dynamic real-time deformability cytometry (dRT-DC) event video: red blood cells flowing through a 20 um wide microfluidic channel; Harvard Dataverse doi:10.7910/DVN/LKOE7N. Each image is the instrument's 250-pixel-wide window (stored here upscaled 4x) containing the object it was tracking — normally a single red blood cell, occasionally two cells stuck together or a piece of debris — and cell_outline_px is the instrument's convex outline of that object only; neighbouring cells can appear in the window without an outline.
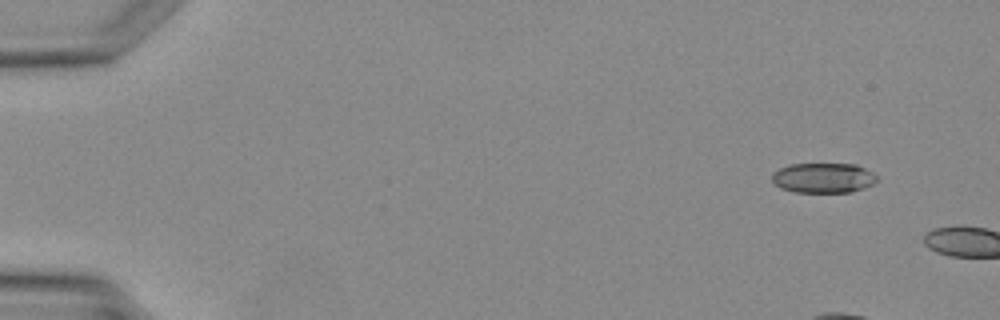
{"species": "Egyptian fruit bat (a non-hibernating species)", "species_latin": "Rousettus aegyptiacus", "temperature_condition": "warm", "stored_images_in_passage": 2, "camera_frame_rate_fps": 3000, "um_per_image_px": 0.085, "animal": {"sex": "female"}, "frame": {"image": 1, "passage_image": 1, "time_ms": 0.0, "image_size_px": [1000, 320], "cell_outline_px": [[880, 180], [864, 188], [852, 192], [796, 192], [780, 188], [772, 180], [772, 172], [780, 168], [792, 164], [856, 164], [872, 172]], "centroid_in_image_um": [70.0, 15.12], "position_along_channel_um": 15.0, "area_um2": 18.38}}